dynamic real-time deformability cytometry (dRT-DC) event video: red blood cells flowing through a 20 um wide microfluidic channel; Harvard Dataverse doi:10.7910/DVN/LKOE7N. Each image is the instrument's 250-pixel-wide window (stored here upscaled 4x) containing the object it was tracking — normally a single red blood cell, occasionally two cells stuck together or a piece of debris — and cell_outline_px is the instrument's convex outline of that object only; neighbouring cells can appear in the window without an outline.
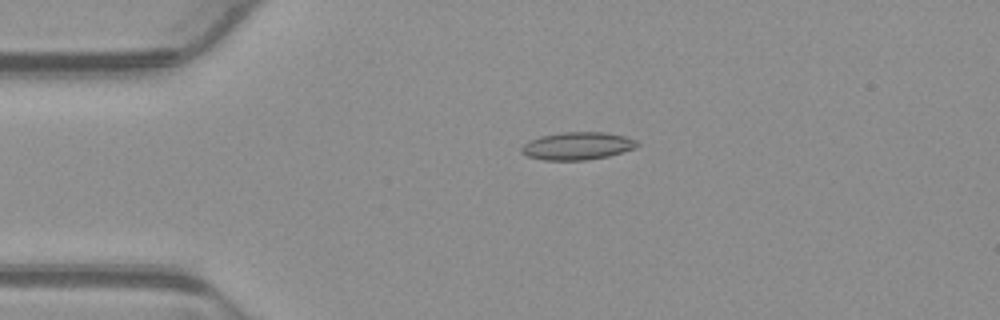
{"species": "common noctule bat (a hibernating species)", "species_latin": "Nyctalus noctula", "temperature_condition": "warm", "stored_images_in_passage": 53, "camera_frame_rate_fps": 3000, "um_per_image_px": 0.085, "animal": {"sex": "male", "body_mass_g": 23.1, "forearm_length_mm": 52.7}, "frame": {"image": 1, "passage_image": 12, "time_ms": 3.667, "image_size_px": [1000, 320], "cell_outline_px": [[640, 144], [636, 148], [608, 156], [588, 160], [544, 160], [528, 156], [520, 152], [520, 148], [528, 140], [540, 136], [564, 132], [604, 132], [624, 136], [636, 140]], "centroid_in_image_um": [49.07, 12.4], "position_along_channel_um": 35.9, "area_um2": 18.73}}
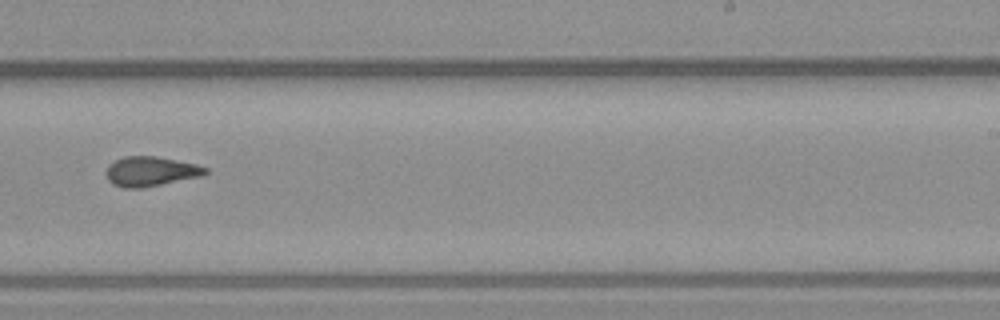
{"frame": {"image": 2, "passage_image": 33, "time_ms": 10.667, "image_size_px": [1000, 320], "cell_outline_px": [[208, 172], [204, 176], [140, 188], [124, 188], [112, 184], [108, 180], [104, 172], [108, 164], [124, 156], [156, 156], [196, 164], [208, 168]], "centroid_in_image_um": [12.79, 14.57], "position_along_channel_um": 276.2, "area_um2": 17.34}}
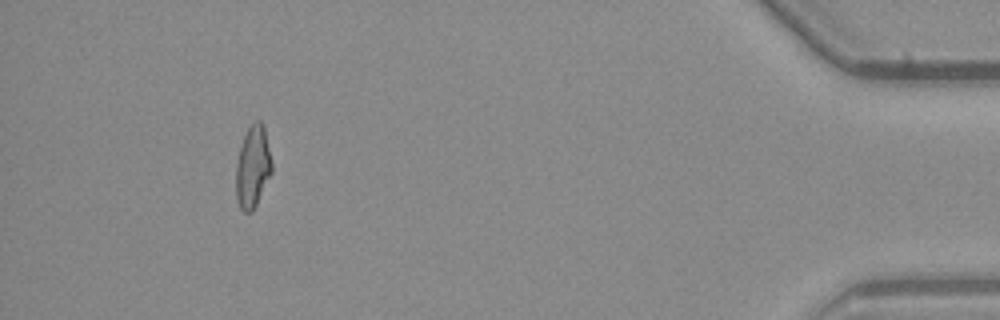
{"frame": {"image": 3, "passage_image": 49, "time_ms": 16.0, "image_size_px": [1000, 320], "cell_outline_px": [[272, 172], [252, 212], [244, 212], [240, 208], [236, 196], [236, 164], [240, 148], [244, 136], [248, 128], [256, 120], [260, 120], [264, 124], [272, 164]], "centroid_in_image_um": [21.49, 14.17], "position_along_channel_um": 413.7, "area_um2": 16.99}, "authors_computed_cell_mechanics": {"area_um2": 17.2822, "velocity_mm_per_s": 3.9079, "shape_relaxation_time_tau1_ms": null, "shape_relaxation_time_tau2_ms": 2.7375, "deformation_change_tau1": null, "deformation_change_tau2": 0.1016}}